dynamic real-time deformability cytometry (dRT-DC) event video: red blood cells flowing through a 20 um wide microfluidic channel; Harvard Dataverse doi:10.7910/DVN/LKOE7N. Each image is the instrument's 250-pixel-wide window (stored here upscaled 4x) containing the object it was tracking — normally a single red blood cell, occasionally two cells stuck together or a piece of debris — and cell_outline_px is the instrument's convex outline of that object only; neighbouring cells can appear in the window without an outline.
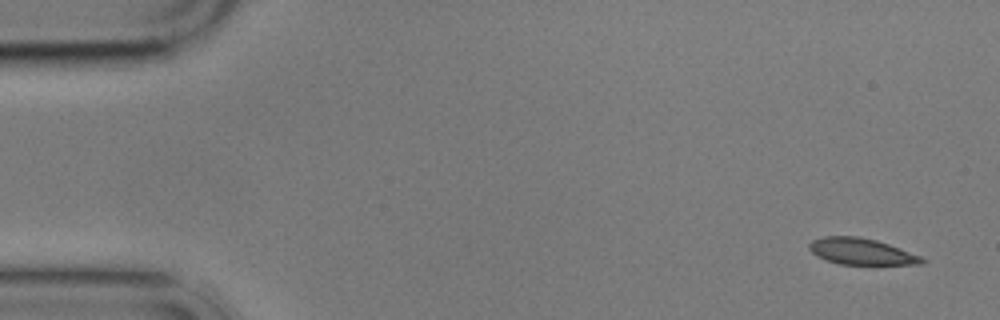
{"species": "common noctule bat (a hibernating species)", "species_latin": "Nyctalus noctula", "temperature_condition": "cold", "stored_images_in_passage": 6, "segment_of_instrument_passage": [2, 2], "camera_frame_rate_fps": 3000, "um_per_image_px": 0.085, "animal": {"sex": "male", "body_mass_g": 17.9}, "frame": {"image": 1, "passage_image": 6, "time_ms": 7.0, "image_size_px": [1000, 320], "cell_outline_px": [[928, 260], [924, 264], [840, 264], [816, 256], [808, 248], [808, 244], [812, 240], [824, 236], [856, 236], [876, 240], [888, 244], [920, 256]], "centroid_in_image_um": [73.2, 21.37], "position_along_channel_um": 11.8, "area_um2": 17.17}}